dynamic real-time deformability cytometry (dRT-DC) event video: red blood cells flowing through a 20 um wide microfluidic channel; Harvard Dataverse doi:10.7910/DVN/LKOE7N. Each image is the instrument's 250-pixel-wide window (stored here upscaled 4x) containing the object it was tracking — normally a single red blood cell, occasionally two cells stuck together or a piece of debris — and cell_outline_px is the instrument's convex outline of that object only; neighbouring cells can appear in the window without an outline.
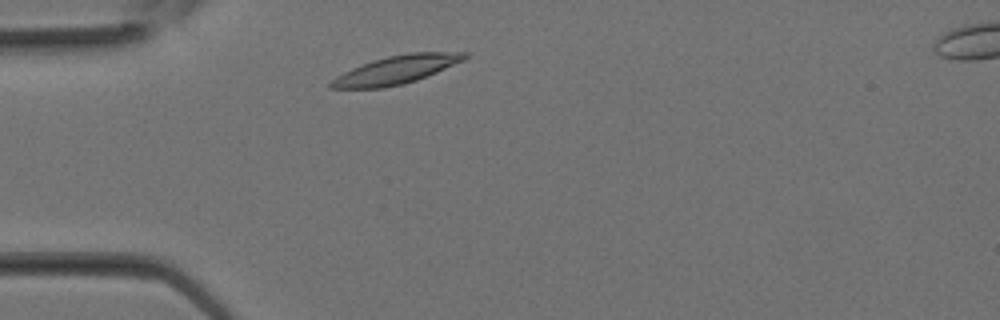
{"species": "Egyptian fruit bat (a non-hibernating species)", "species_latin": "Rousettus aegyptiacus", "temperature_condition": "room temperature", "stored_images_in_passage": 16, "camera_frame_rate_fps": 3000, "um_per_image_px": 0.085, "animal": {"sex": "female"}, "frame": {"image": 1, "passage_image": 2, "time_ms": 0.333, "image_size_px": [1000, 320], "cell_outline_px": [[468, 56], [464, 60], [436, 72], [416, 80], [404, 84], [384, 88], [328, 88], [328, 84], [336, 76], [352, 68], [388, 56], [408, 52], [468, 52]], "centroid_in_image_um": [33.69, 5.93], "position_along_channel_um": 51.3, "area_um2": 21.73}}
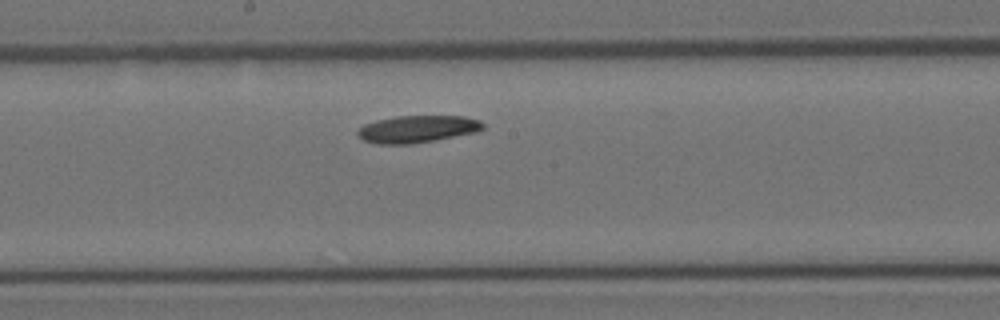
{"frame": {"image": 2, "passage_image": 10, "time_ms": 3.0, "image_size_px": [1000, 320], "cell_outline_px": [[484, 128], [476, 132], [436, 140], [412, 144], [376, 144], [364, 140], [356, 132], [364, 124], [376, 120], [396, 116], [464, 116], [480, 120], [484, 124]], "centroid_in_image_um": [35.49, 10.97], "position_along_channel_um": 212.7, "area_um2": 19.88}}
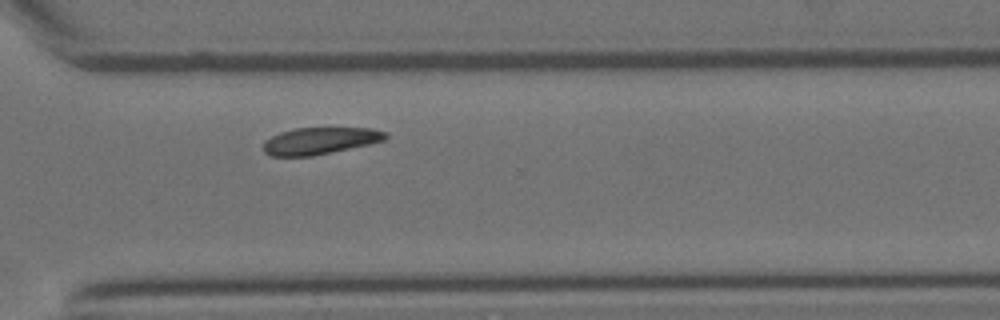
{"frame": {"image": 3, "passage_image": 16, "time_ms": 5.0, "image_size_px": [1000, 320], "cell_outline_px": [[388, 136], [384, 140], [368, 144], [312, 156], [268, 156], [260, 148], [264, 140], [280, 132], [296, 128], [372, 128], [388, 132]], "centroid_in_image_um": [27.14, 11.97], "position_along_channel_um": 343.5, "area_um2": 19.25}}